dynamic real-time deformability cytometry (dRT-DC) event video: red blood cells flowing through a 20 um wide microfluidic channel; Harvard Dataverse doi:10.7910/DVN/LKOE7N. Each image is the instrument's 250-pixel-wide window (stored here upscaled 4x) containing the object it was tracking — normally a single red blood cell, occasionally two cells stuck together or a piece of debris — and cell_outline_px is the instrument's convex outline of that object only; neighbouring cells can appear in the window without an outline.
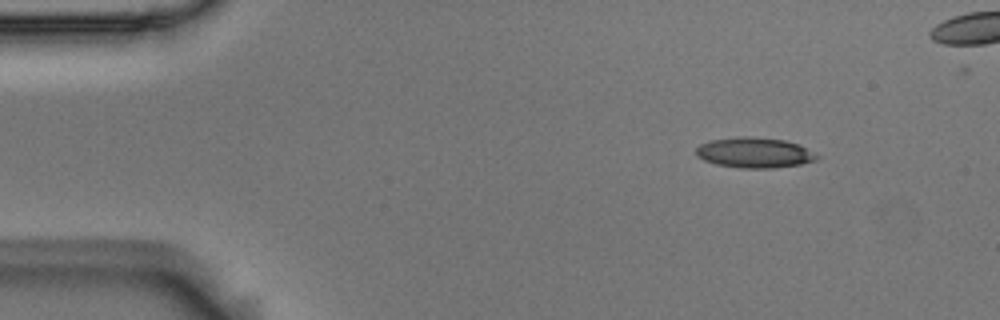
{"species": "Egyptian fruit bat (a non-hibernating species)", "species_latin": "Rousettus aegyptiacus", "temperature_condition": "room temperature", "stored_images_in_passage": 5, "camera_frame_rate_fps": 3000, "um_per_image_px": 0.085, "animal": {"sex": "male"}, "frame": {"image": 1, "passage_image": 1, "time_ms": 0.0, "image_size_px": [1000, 320], "cell_outline_px": [[820, 156], [816, 160], [800, 164], [772, 168], [740, 168], [716, 164], [704, 160], [696, 156], [696, 148], [700, 144], [708, 140], [744, 136], [748, 136], [784, 140], [800, 144]], "centroid_in_image_um": [64.12, 12.97], "position_along_channel_um": 20.9, "area_um2": 21.44}}
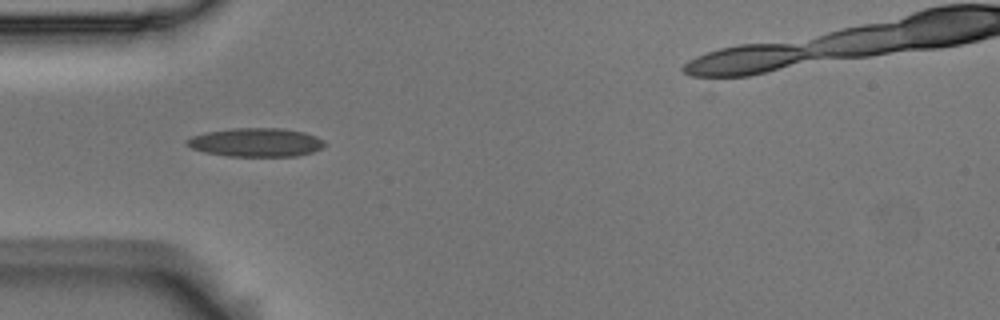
{"frame": {"image": 2, "passage_image": 4, "time_ms": 1.0, "image_size_px": [1000, 320], "cell_outline_px": [[328, 144], [312, 152], [296, 156], [228, 156], [204, 152], [192, 148], [184, 144], [184, 140], [192, 136], [204, 132], [232, 128], [280, 128], [304, 132], [316, 136], [324, 140]], "centroid_in_image_um": [21.73, 12.1], "position_along_channel_um": 63.3, "area_um2": 23.18}}
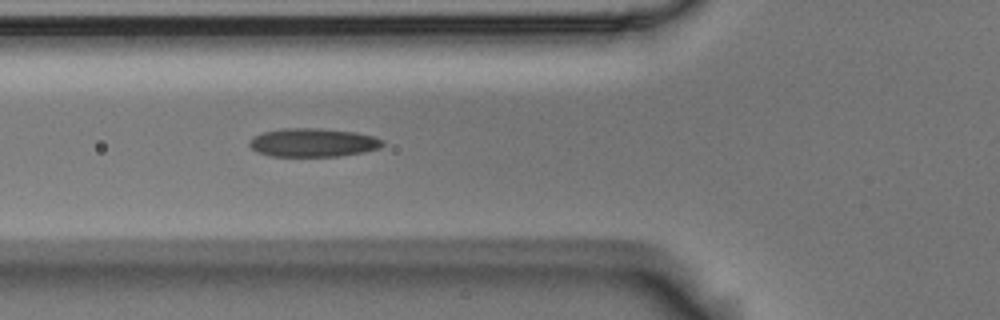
{"frame": {"image": 3, "passage_image": 5, "time_ms": 1.333, "image_size_px": [1000, 320], "cell_outline_px": [[384, 144], [380, 148], [364, 152], [340, 156], [272, 156], [256, 152], [248, 144], [248, 140], [252, 136], [264, 132], [284, 128], [316, 128], [356, 132], [372, 136], [384, 140]], "centroid_in_image_um": [26.59, 12.12], "position_along_channel_um": 99.2, "area_um2": 22.25}}